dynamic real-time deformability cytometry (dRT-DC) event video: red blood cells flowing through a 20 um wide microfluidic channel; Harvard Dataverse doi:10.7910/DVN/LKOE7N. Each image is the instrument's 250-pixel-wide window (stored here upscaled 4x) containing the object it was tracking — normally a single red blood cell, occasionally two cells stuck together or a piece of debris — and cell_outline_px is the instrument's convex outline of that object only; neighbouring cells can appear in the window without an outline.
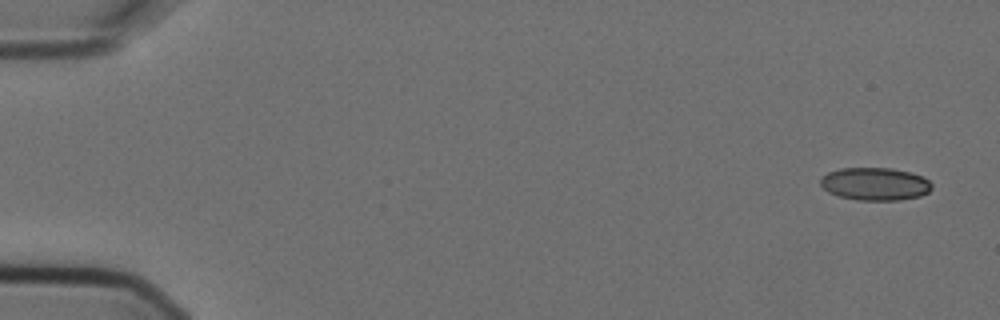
{"species": "Egyptian fruit bat (a non-hibernating species)", "species_latin": "Rousettus aegyptiacus", "temperature_condition": "cold", "stored_images_in_passage": 4, "camera_frame_rate_fps": 3000, "um_per_image_px": 0.085, "animal": {"sex": "female"}, "frame": {"image": 1, "passage_image": 1, "time_ms": 0.0, "image_size_px": [1000, 320], "cell_outline_px": [[932, 188], [928, 192], [920, 196], [900, 200], [856, 200], [836, 196], [828, 192], [820, 184], [820, 180], [828, 172], [840, 168], [892, 168], [912, 172], [924, 176], [932, 184]], "centroid_in_image_um": [74.39, 15.63], "position_along_channel_um": 10.6, "area_um2": 21.5}}
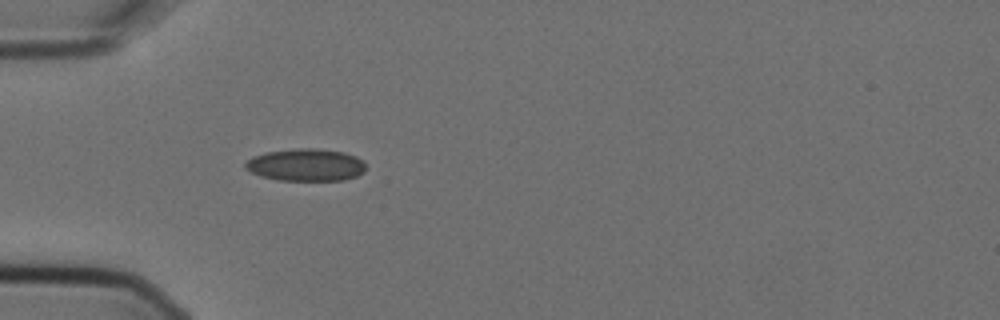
{"frame": {"image": 2, "passage_image": 4, "time_ms": 1.0, "image_size_px": [1000, 320], "cell_outline_px": [[364, 172], [356, 176], [344, 180], [280, 180], [260, 176], [244, 168], [244, 164], [252, 156], [264, 152], [292, 148], [316, 148], [344, 152], [356, 156], [364, 160]], "centroid_in_image_um": [25.98, 14.0], "position_along_channel_um": 59.0, "area_um2": 22.89}}